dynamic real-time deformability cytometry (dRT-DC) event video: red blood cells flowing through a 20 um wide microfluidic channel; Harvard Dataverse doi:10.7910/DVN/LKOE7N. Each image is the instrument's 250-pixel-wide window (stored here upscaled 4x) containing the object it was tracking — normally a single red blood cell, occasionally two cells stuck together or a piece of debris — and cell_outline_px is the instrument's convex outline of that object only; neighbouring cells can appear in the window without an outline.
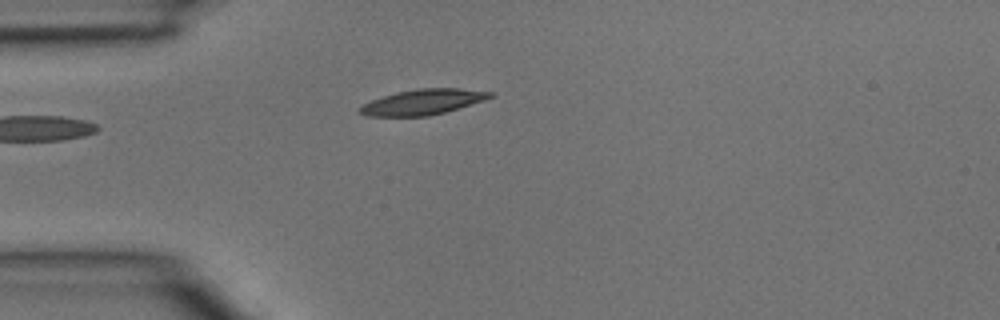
{"species": "common noctule bat (a hibernating species)", "species_latin": "Nyctalus noctula", "temperature_condition": "room temperature", "stored_images_in_passage": 3, "camera_frame_rate_fps": 3000, "um_per_image_px": 0.085, "animal": {"sex": "male", "body_mass_g": 15.6}, "frame": {"image": 1, "passage_image": 3, "time_ms": 0.667, "image_size_px": [1000, 320], "cell_outline_px": [[496, 96], [484, 100], [444, 112], [428, 116], [364, 116], [356, 112], [356, 108], [372, 100], [396, 92], [416, 88], [460, 88], [492, 92]], "centroid_in_image_um": [35.9, 8.67], "position_along_channel_um": 49.1, "area_um2": 19.36}}